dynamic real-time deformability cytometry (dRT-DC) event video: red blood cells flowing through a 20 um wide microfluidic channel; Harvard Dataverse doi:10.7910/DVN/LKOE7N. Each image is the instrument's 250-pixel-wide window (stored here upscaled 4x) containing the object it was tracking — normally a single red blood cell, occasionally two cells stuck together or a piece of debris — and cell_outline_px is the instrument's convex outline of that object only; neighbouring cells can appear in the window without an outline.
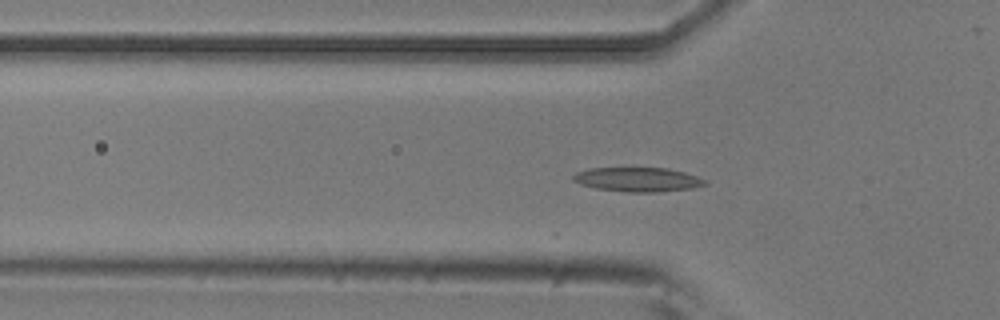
{"species": "common noctule bat (a hibernating species)", "species_latin": "Nyctalus noctula", "temperature_condition": "room temperature", "stored_images_in_passage": 9, "camera_frame_rate_fps": 3000, "um_per_image_px": 0.085, "animal": {"sex": "male", "body_mass_g": 20.5, "forearm_length_mm": 52.5}, "frame": {"image": 1, "passage_image": 2, "time_ms": 0.333, "image_size_px": [1000, 320], "cell_outline_px": [[708, 184], [692, 188], [656, 192], [628, 192], [596, 188], [580, 184], [572, 180], [572, 176], [576, 172], [588, 168], [668, 168], [684, 172], [708, 180]], "centroid_in_image_um": [54.21, 15.25], "position_along_channel_um": 71.6, "area_um2": 18.67}}
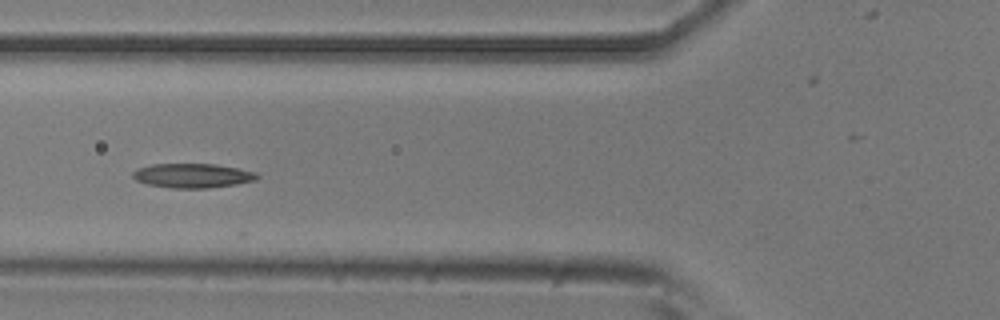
{"frame": {"image": 2, "passage_image": 5, "time_ms": 1.333, "image_size_px": [1000, 320], "cell_outline_px": [[260, 176], [256, 180], [236, 184], [208, 188], [172, 188], [148, 184], [136, 180], [132, 176], [132, 172], [140, 168], [152, 164], [216, 164], [256, 172]], "centroid_in_image_um": [16.39, 14.93], "position_along_channel_um": 109.4, "area_um2": 17.51}}
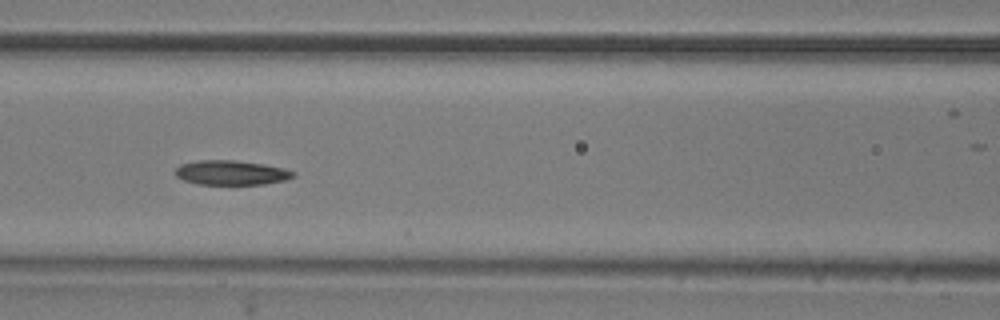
{"frame": {"image": 3, "passage_image": 8, "time_ms": 2.333, "image_size_px": [1000, 320], "cell_outline_px": [[296, 176], [284, 180], [264, 184], [196, 184], [184, 180], [176, 176], [176, 168], [180, 164], [196, 160], [236, 160], [260, 164], [280, 168], [296, 172]], "centroid_in_image_um": [19.62, 14.67], "position_along_channel_um": 147.0, "area_um2": 16.7}}